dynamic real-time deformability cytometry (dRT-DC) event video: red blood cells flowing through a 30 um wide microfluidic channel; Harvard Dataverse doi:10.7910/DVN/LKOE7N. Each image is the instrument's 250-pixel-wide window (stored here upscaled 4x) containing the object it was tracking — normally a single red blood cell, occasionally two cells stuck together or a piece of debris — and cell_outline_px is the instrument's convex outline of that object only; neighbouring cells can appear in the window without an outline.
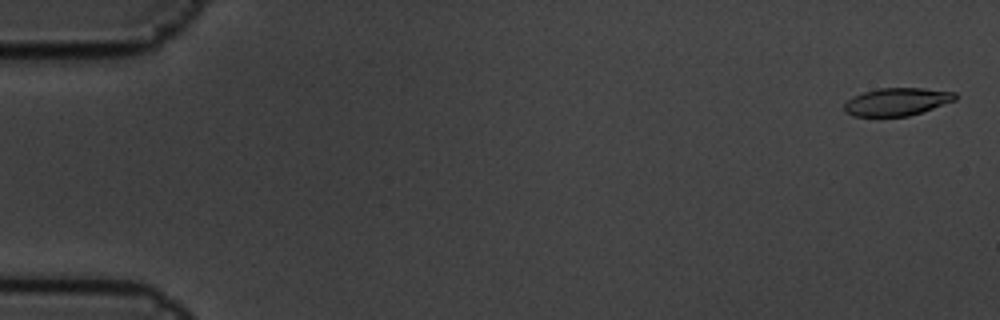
{"species": "common noctule bat (a hibernating species)", "species_latin": "Nyctalus noctula", "temperature_condition": "cold", "stored_images_in_passage": 6, "camera_frame_rate_fps": 3000, "um_per_image_px": 0.085, "animal": {"sex": "male", "body_mass_g": 19.5, "forearm_length_mm": 54.6}, "frame": {"image": 1, "passage_image": 1, "time_ms": 0.0, "image_size_px": [1000, 320], "cell_outline_px": [[956, 100], [908, 116], [852, 116], [844, 112], [844, 104], [852, 96], [864, 92], [880, 88], [924, 88], [956, 92]], "centroid_in_image_um": [76.21, 8.64], "position_along_channel_um": 8.8, "area_um2": 17.86}}
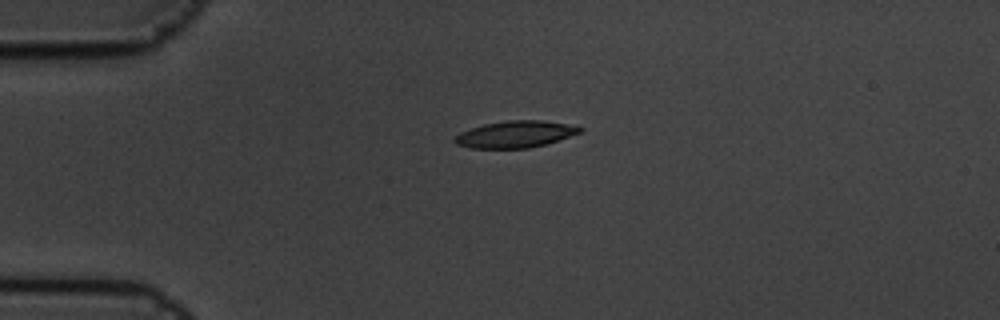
{"frame": {"image": 2, "passage_image": 5, "time_ms": 1.333, "image_size_px": [1000, 320], "cell_outline_px": [[584, 132], [544, 144], [528, 148], [472, 148], [456, 144], [452, 140], [460, 132], [484, 124], [504, 120], [544, 120], [568, 124], [584, 128]], "centroid_in_image_um": [43.82, 11.4], "position_along_channel_um": 41.2, "area_um2": 19.54}}